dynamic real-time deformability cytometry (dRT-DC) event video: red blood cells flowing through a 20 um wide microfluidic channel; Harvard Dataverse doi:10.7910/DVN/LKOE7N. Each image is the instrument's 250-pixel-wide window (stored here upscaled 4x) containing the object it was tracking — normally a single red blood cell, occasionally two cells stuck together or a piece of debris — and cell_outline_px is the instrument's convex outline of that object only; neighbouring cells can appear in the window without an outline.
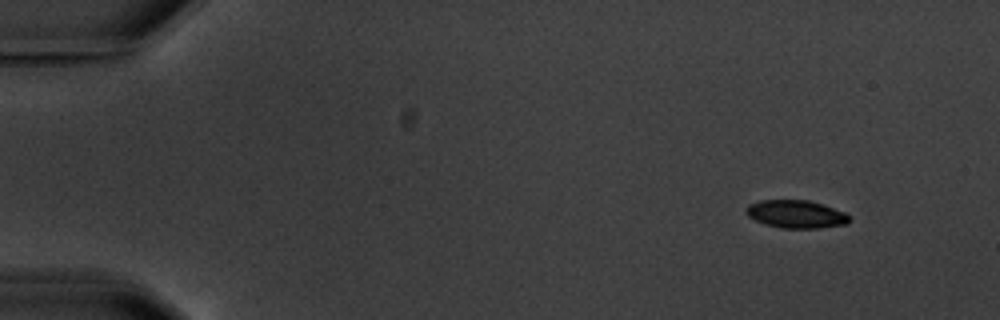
{"species": "common noctule bat (a hibernating species)", "species_latin": "Nyctalus noctula", "temperature_condition": "warm", "stored_images_in_passage": 14, "camera_frame_rate_fps": 3000, "um_per_image_px": 0.085, "animal": {"sex": "male", "body_mass_g": 20.1, "forearm_length_mm": 53.5}, "frame": {"image": 1, "passage_image": 1, "time_ms": 0.0, "image_size_px": [1000, 320], "cell_outline_px": [[852, 220], [848, 224], [820, 228], [780, 228], [764, 224], [748, 216], [744, 212], [744, 208], [748, 204], [760, 200], [808, 200], [844, 212]], "centroid_in_image_um": [67.63, 18.21], "position_along_channel_um": 17.4, "area_um2": 16.88}}
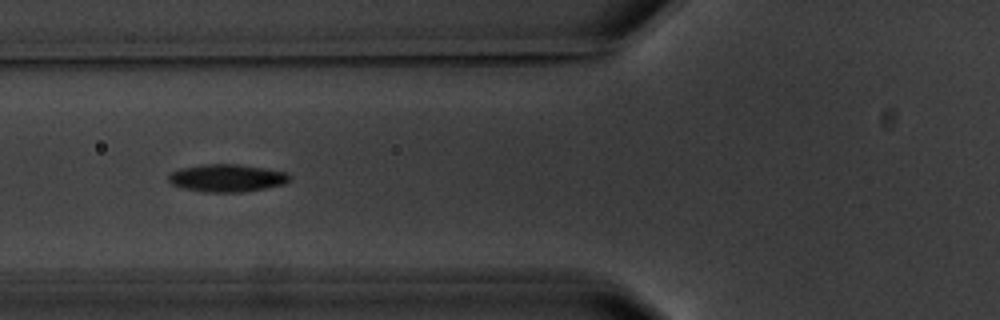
{"frame": {"image": 2, "passage_image": 5, "time_ms": 5.667, "image_size_px": [1000, 320], "cell_outline_px": [[292, 176], [284, 184], [244, 192], [200, 192], [184, 188], [172, 184], [168, 180], [168, 176], [172, 172], [180, 168], [200, 164], [236, 164], [264, 168], [284, 172]], "centroid_in_image_um": [19.26, 15.13], "position_along_channel_um": 106.5, "area_um2": 19.42}, "authors_computed_cell_mechanics": {"area_um2": 18.6116, "velocity_mm_per_s": 3.5281, "shape_relaxation_time_tau1_ms": 2.592, "shape_relaxation_time_tau2_ms": 1.1192, "deformation_change_tau1": 0.1094, "deformation_change_tau2": 0.0385}}